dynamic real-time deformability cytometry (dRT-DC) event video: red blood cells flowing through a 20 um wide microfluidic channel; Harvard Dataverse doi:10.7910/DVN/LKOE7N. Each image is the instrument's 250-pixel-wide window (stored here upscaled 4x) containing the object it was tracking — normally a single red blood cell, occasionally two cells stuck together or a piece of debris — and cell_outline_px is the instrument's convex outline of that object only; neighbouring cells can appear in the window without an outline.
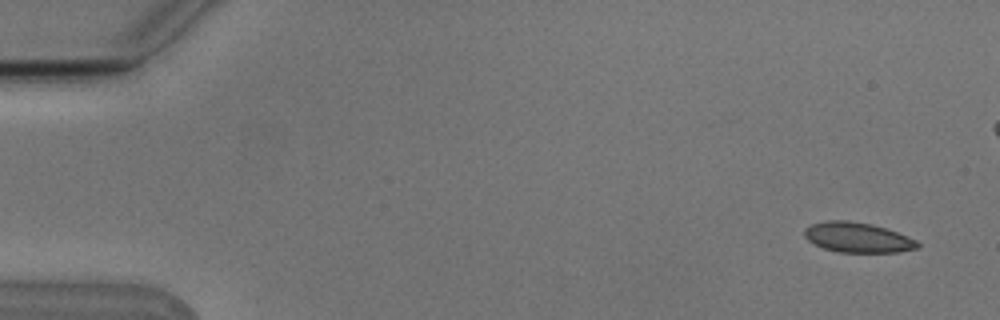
{"species": "Egyptian fruit bat (a non-hibernating species)", "species_latin": "Rousettus aegyptiacus", "temperature_condition": "cold", "stored_images_in_passage": 8, "camera_frame_rate_fps": 3000, "um_per_image_px": 0.085, "animal": {"sex": "male"}, "frame": {"image": 1, "passage_image": 1, "time_ms": 0.0, "image_size_px": [1000, 320], "cell_outline_px": [[920, 244], [916, 248], [900, 252], [836, 252], [812, 244], [804, 236], [804, 228], [812, 224], [828, 220], [848, 220], [872, 224], [896, 232], [916, 240]], "centroid_in_image_um": [72.85, 20.18], "position_along_channel_um": 12.2, "area_um2": 19.77}}
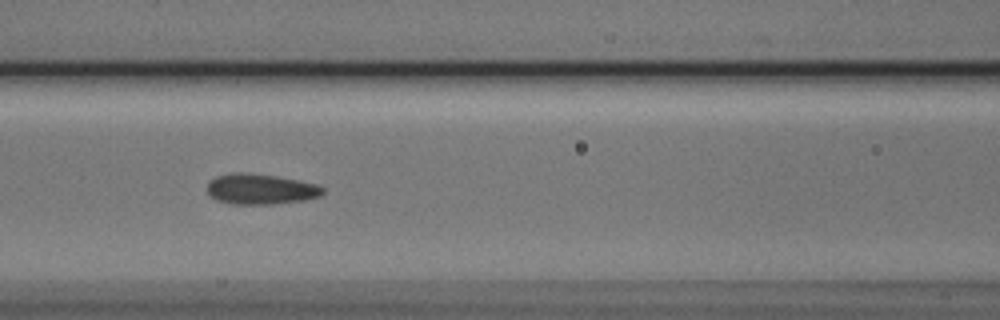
{"frame": {"image": 2, "passage_image": 7, "time_ms": 2.0, "image_size_px": [1000, 320], "cell_outline_px": [[324, 192], [320, 196], [304, 200], [272, 204], [232, 204], [216, 200], [208, 196], [208, 180], [216, 176], [232, 172], [248, 172], [276, 176], [300, 180], [316, 184], [324, 188]], "centroid_in_image_um": [22.12, 16.06], "position_along_channel_um": 144.5, "area_um2": 20.81}}
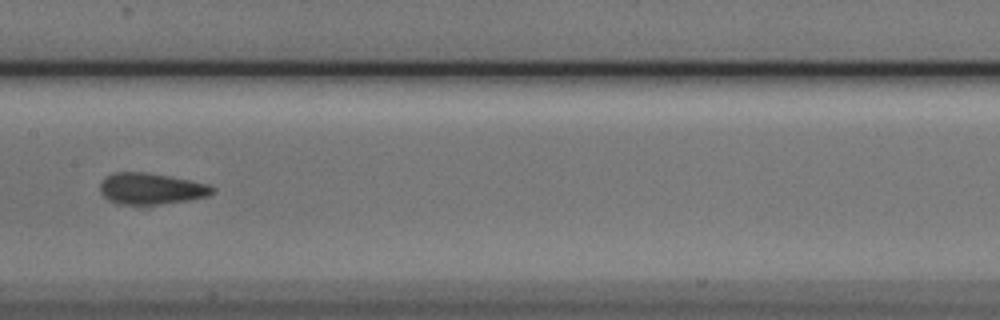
{"frame": {"image": 3, "passage_image": 8, "time_ms": 2.333, "image_size_px": [1000, 320], "cell_outline_px": [[216, 192], [208, 196], [188, 200], [160, 204], [116, 204], [108, 200], [100, 192], [100, 184], [112, 172], [148, 172], [192, 180], [212, 184], [216, 188]], "centroid_in_image_um": [12.9, 16.03], "position_along_channel_um": 194.5, "area_um2": 20.75}}